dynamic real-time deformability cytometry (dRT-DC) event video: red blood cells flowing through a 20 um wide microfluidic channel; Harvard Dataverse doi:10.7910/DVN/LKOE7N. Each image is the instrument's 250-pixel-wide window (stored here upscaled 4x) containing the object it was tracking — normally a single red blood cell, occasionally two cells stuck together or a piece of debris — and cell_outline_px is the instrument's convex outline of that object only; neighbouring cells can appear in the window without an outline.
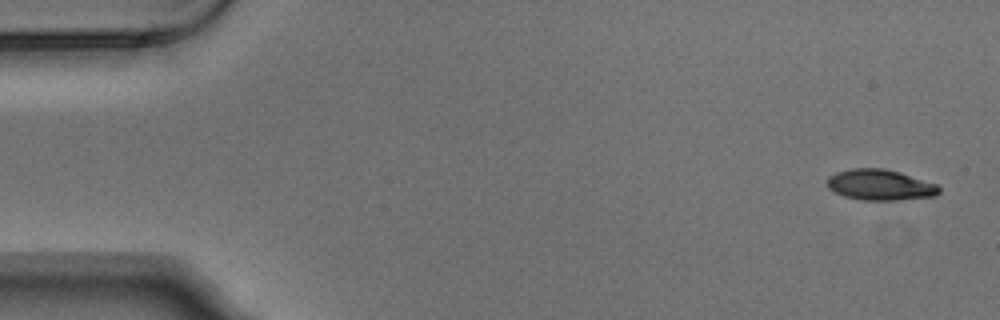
{"species": "Egyptian fruit bat (a non-hibernating species)", "species_latin": "Rousettus aegyptiacus", "temperature_condition": "warm", "stored_images_in_passage": 7, "camera_frame_rate_fps": 3000, "um_per_image_px": 0.085, "animal": {"sex": "male"}, "frame": {"image": 1, "passage_image": 1, "time_ms": 0.0, "image_size_px": [1000, 320], "cell_outline_px": [[940, 192], [936, 196], [900, 200], [860, 200], [844, 196], [828, 188], [828, 176], [836, 172], [852, 168], [884, 168], [900, 172], [936, 184], [940, 188]], "centroid_in_image_um": [74.81, 15.72], "position_along_channel_um": 10.2, "area_um2": 20.11}}
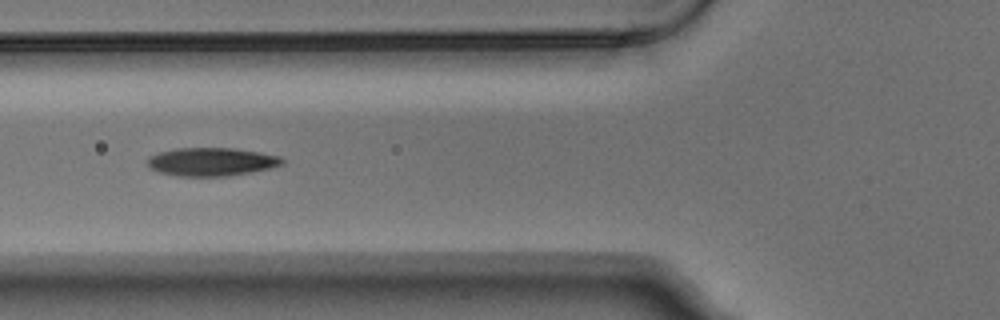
{"frame": {"image": 2, "passage_image": 6, "time_ms": 1.667, "image_size_px": [1000, 320], "cell_outline_px": [[284, 164], [272, 168], [252, 172], [228, 176], [176, 176], [160, 172], [152, 168], [148, 164], [148, 156], [160, 152], [176, 148], [236, 148], [260, 152], [280, 156], [284, 160]], "centroid_in_image_um": [18.02, 13.75], "position_along_channel_um": 107.8, "area_um2": 22.31}}
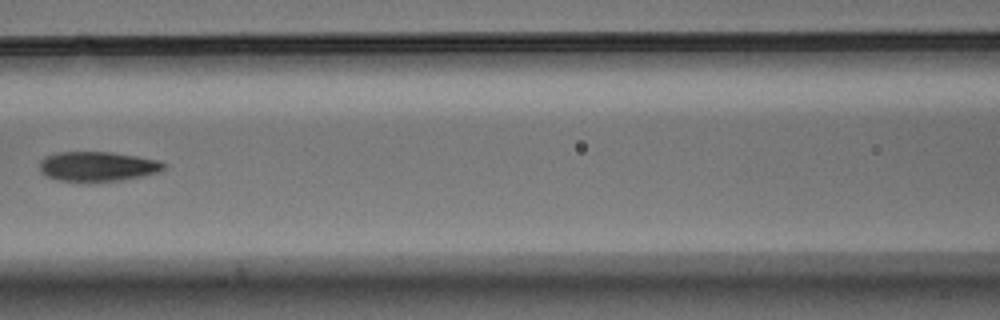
{"frame": {"image": 3, "passage_image": 7, "time_ms": 2.0, "image_size_px": [1000, 320], "cell_outline_px": [[168, 164], [164, 168], [156, 172], [144, 176], [120, 180], [88, 184], [56, 180], [44, 176], [40, 172], [40, 160], [44, 156], [56, 152], [112, 152], [160, 160]], "centroid_in_image_um": [8.24, 14.17], "position_along_channel_um": 158.4, "area_um2": 22.31}}